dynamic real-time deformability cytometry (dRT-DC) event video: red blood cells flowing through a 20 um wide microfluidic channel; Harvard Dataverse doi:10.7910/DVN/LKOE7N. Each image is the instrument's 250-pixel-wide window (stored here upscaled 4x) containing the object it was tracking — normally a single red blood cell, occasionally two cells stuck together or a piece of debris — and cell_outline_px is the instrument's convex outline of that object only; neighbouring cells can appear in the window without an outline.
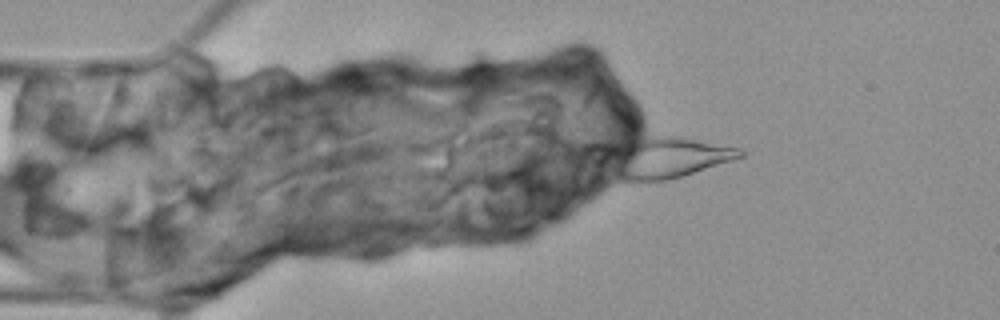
{"species": "Egyptian fruit bat (a non-hibernating species)", "species_latin": "Rousettus aegyptiacus", "temperature_condition": "cold", "stored_images_in_passage": 5, "camera_frame_rate_fps": 3000, "um_per_image_px": 0.085, "animal": {"sex": "female"}, "frame": {"image": 1, "passage_image": 4, "time_ms": 3.333, "image_size_px": [1000, 320], "cell_outline_px": [[744, 156], [732, 160], [656, 184], [624, 184], [616, 180], [616, 172], [640, 144], [644, 140], [652, 136], [684, 136], [740, 148], [744, 152]], "centroid_in_image_um": [57.18, 13.52], "position_along_channel_um": 27.8, "area_um2": 28.5}}